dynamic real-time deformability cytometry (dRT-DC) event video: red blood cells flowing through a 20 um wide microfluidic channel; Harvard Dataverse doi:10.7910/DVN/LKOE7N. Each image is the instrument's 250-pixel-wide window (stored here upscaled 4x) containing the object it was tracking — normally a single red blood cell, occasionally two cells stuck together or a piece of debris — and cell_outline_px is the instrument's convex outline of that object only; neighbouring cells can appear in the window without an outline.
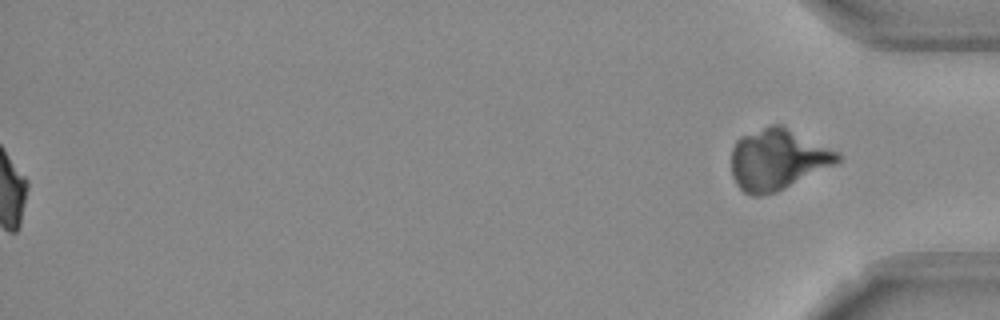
{"species": "Egyptian fruit bat (a non-hibernating species)", "species_latin": "Rousettus aegyptiacus", "temperature_condition": "room temperature", "stored_images_in_passage": 42, "camera_frame_rate_fps": 3000, "um_per_image_px": 0.085, "frame": {"image": 1, "passage_image": 42, "time_ms": 13.667, "image_size_px": [1000, 320], "cell_outline_px": [[840, 160], [836, 164], [776, 192], [760, 196], [752, 196], [744, 192], [736, 184], [732, 176], [732, 148], [736, 140], [740, 136], [768, 124], [784, 124], [840, 152]], "centroid_in_image_um": [66.1, 13.52], "position_along_channel_um": 369.1, "area_um2": 38.26}, "authors_computed_cell_mechanics": {"area_um2": 24.6517, "velocity_mm_per_s": 3.7666, "shape_relaxation_time_tau1_ms": 6.5919, "shape_relaxation_time_tau2_ms": 1.0682, "deformation_change_tau1": 0.1608, "deformation_change_tau2": 0.0618}}